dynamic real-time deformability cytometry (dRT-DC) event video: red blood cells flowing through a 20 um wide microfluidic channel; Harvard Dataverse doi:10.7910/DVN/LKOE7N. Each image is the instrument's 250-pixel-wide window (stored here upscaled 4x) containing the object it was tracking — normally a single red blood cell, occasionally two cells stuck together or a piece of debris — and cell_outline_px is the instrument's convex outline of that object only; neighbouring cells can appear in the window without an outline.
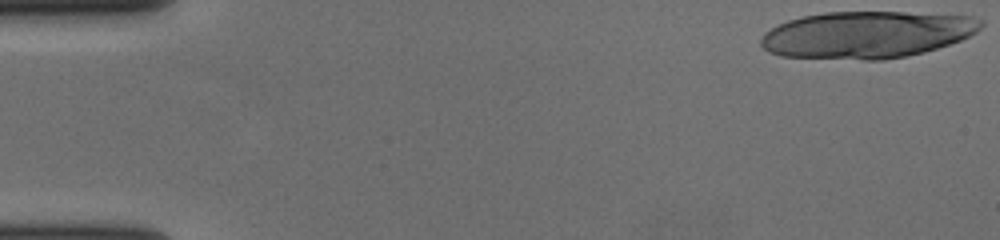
{"species": "human", "species_latin": "Homo sapiens", "temperature_condition": "cold", "stored_images_in_passage": 20, "camera_frame_rate_fps": 3000, "um_per_image_px": 0.085, "donor": {"sex": "female"}, "frame": {"image": 1, "passage_image": 1, "time_ms": 0.0, "image_size_px": [1000, 240], "cell_outline_px": [[984, 24], [976, 32], [960, 40], [924, 52], [884, 60], [864, 60], [780, 56], [768, 52], [760, 44], [760, 40], [764, 32], [776, 24], [788, 20], [804, 16], [824, 12], [904, 12], [972, 16], [984, 20]], "centroid_in_image_um": [73.65, 2.94], "position_along_channel_um": 11.4, "area_um2": 60.4}}